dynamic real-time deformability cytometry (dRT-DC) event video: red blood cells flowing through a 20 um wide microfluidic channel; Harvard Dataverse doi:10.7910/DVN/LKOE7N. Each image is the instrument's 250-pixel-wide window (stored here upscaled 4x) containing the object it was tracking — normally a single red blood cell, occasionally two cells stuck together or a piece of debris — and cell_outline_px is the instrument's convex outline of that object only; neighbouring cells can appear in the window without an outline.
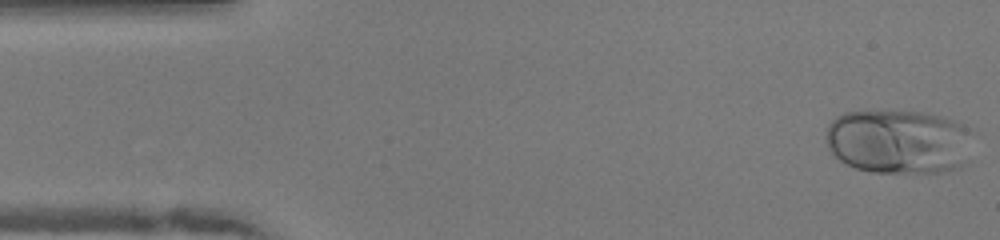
{"species": "human", "species_latin": "Homo sapiens", "temperature_condition": "warm", "stored_images_in_passage": 48, "camera_frame_rate_fps": 3000, "um_per_image_px": 0.085, "donor": {"sex": "female"}, "frame": {"image": 1, "passage_image": 1, "time_ms": 0.0, "image_size_px": [1000, 240], "cell_outline_px": [[968, 128], [960, 168], [940, 172], [872, 172], [856, 168], [832, 156], [828, 148], [828, 124], [836, 116], [844, 112], [928, 112], [944, 116], [964, 124]], "centroid_in_image_um": [76.28, 12.02], "position_along_channel_um": 8.7, "area_um2": 54.1}}
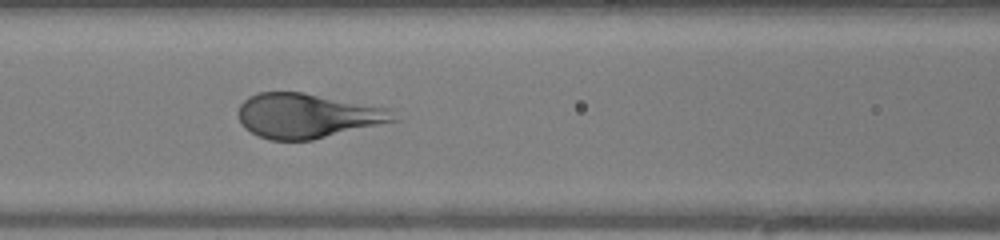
{"frame": {"image": 2, "passage_image": 19, "time_ms": 6.0, "image_size_px": [1000, 240], "cell_outline_px": [[400, 120], [312, 140], [268, 140], [244, 128], [240, 124], [236, 112], [240, 104], [248, 96], [260, 92], [304, 92], [392, 108]], "centroid_in_image_um": [26.14, 9.83], "position_along_channel_um": 140.5, "area_um2": 40.98}}
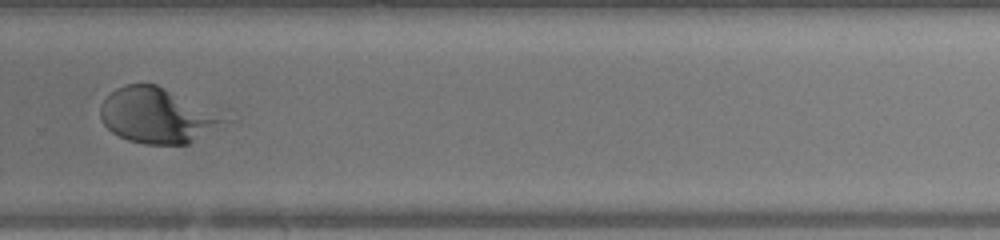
{"frame": {"image": 3, "passage_image": 32, "time_ms": 10.333, "image_size_px": [1000, 240], "cell_outline_px": [[240, 116], [236, 120], [188, 144], [144, 144], [128, 140], [112, 132], [104, 124], [100, 116], [100, 104], [116, 88], [124, 84], [156, 84], [232, 108]], "centroid_in_image_um": [13.76, 9.77], "position_along_channel_um": 316.0, "area_um2": 43.29}}